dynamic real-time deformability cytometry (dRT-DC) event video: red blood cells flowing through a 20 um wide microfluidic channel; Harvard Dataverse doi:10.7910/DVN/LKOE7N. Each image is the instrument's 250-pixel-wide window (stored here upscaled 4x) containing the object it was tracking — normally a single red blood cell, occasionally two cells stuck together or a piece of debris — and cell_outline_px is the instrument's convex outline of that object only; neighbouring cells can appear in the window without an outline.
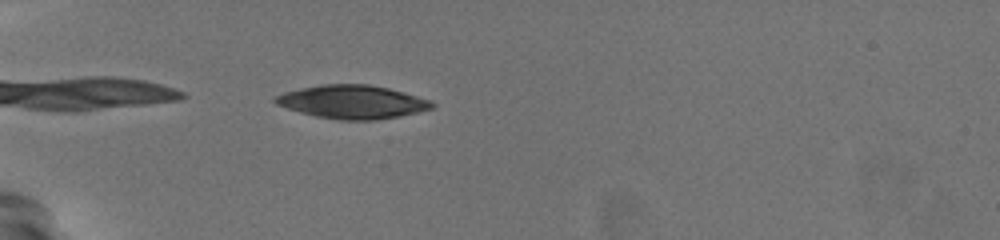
{"species": "common noctule bat (a hibernating species)", "species_latin": "Nyctalus noctula", "temperature_condition": "warm", "stored_images_in_passage": 39, "camera_frame_rate_fps": 3000, "um_per_image_px": 0.085, "animal": {"sex": "female", "body_mass_g": 19.5, "forearm_length_mm": 54.1}, "frame": {"image": 1, "passage_image": 1, "time_ms": 0.0, "image_size_px": [1000, 240], "cell_outline_px": [[436, 104], [432, 108], [400, 116], [376, 120], [340, 120], [316, 116], [300, 112], [276, 104], [272, 100], [272, 96], [284, 92], [300, 88], [324, 84], [368, 84], [388, 88], [432, 100]], "centroid_in_image_um": [29.93, 8.66], "position_along_channel_um": 55.1, "area_um2": 30.52}}
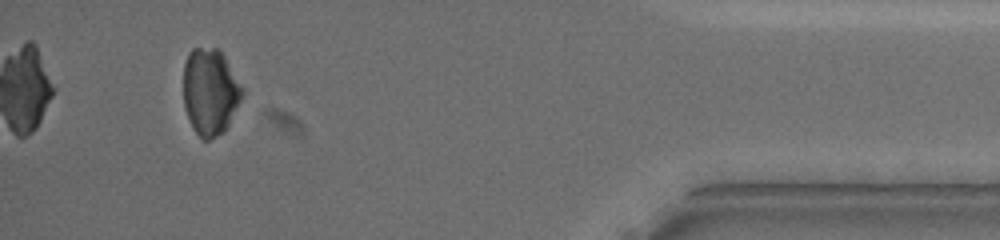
{"frame": {"image": 2, "passage_image": 36, "time_ms": 11.667, "image_size_px": [1000, 240], "cell_outline_px": [[244, 96], [224, 132], [208, 140], [204, 140], [192, 128], [184, 108], [184, 64], [188, 52], [192, 48], [216, 48], [224, 56], [244, 88]], "centroid_in_image_um": [17.87, 7.8], "position_along_channel_um": 417.3, "area_um2": 29.82}}